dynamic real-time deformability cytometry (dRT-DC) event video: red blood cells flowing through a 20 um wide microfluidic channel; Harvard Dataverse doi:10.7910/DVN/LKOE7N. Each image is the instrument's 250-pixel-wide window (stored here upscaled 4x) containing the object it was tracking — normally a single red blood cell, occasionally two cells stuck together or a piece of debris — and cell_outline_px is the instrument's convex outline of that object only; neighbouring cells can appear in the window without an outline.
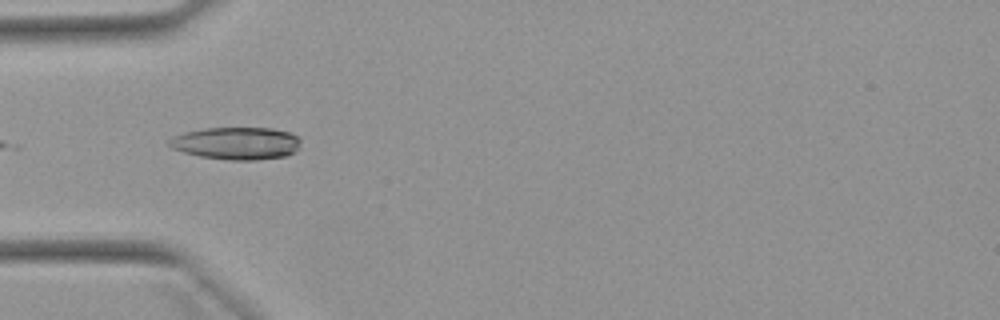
{"species": "Egyptian fruit bat (a non-hibernating species)", "species_latin": "Rousettus aegyptiacus", "temperature_condition": "warm", "stored_images_in_passage": 5, "camera_frame_rate_fps": 3000, "um_per_image_px": 0.085, "animal": {"sex": "female"}, "frame": {"image": 1, "passage_image": 2, "time_ms": 0.333, "image_size_px": [1000, 320], "cell_outline_px": [[300, 140], [296, 152], [288, 156], [256, 160], [228, 160], [200, 156], [184, 152], [172, 148], [168, 144], [168, 140], [172, 136], [184, 132], [204, 128], [272, 128], [288, 132], [300, 136]], "centroid_in_image_um": [20.11, 12.18], "position_along_channel_um": 64.9, "area_um2": 25.09}}